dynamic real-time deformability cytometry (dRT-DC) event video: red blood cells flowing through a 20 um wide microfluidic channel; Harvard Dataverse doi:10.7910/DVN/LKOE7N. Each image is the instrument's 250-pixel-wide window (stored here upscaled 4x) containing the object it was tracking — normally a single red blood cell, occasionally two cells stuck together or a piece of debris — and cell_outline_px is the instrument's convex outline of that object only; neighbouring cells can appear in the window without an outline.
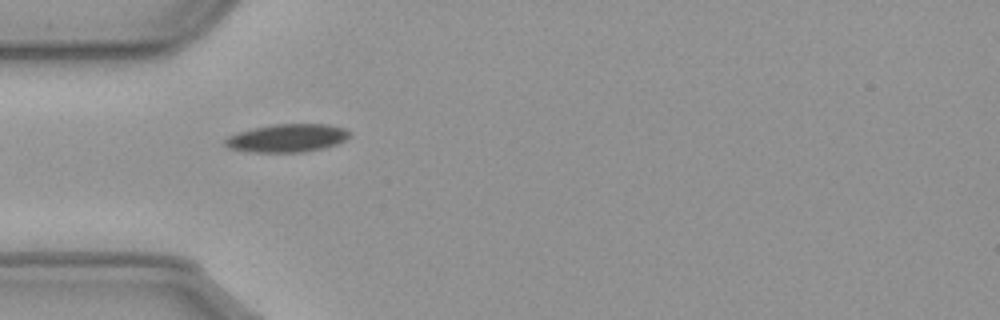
{"species": "common noctule bat (a hibernating species)", "species_latin": "Nyctalus noctula", "temperature_condition": "cold", "stored_images_in_passage": 5, "camera_frame_rate_fps": 3000, "um_per_image_px": 0.085, "animal": {"sex": "male", "body_mass_g": 23.1, "forearm_length_mm": 52.7}, "frame": {"image": 1, "passage_image": 1, "time_ms": 0.0, "image_size_px": [1000, 320], "cell_outline_px": [[352, 132], [344, 140], [336, 144], [320, 148], [296, 152], [248, 152], [228, 148], [224, 144], [224, 140], [228, 136], [252, 128], [276, 124], [328, 124], [344, 128]], "centroid_in_image_um": [24.37, 11.73], "position_along_channel_um": 60.6, "area_um2": 20.17}}